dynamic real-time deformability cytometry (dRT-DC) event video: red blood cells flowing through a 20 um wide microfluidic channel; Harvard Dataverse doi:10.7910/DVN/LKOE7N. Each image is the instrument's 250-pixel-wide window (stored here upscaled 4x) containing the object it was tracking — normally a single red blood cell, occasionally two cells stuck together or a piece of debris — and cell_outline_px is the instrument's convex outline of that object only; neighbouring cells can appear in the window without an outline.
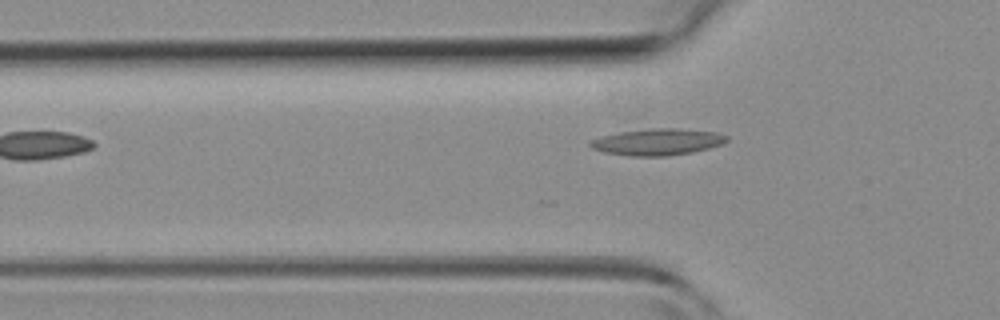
{"species": "common noctule bat (a hibernating species)", "species_latin": "Nyctalus noctula", "temperature_condition": "room temperature", "stored_images_in_passage": 3, "camera_frame_rate_fps": 3000, "um_per_image_px": 0.085, "animal": {"sex": "female", "body_mass_g": 19.3, "forearm_length_mm": 54.1}, "frame": {"image": 1, "passage_image": 3, "time_ms": 3.0, "image_size_px": [1000, 320], "cell_outline_px": [[728, 140], [720, 144], [708, 148], [692, 152], [664, 156], [628, 156], [604, 152], [592, 148], [588, 144], [592, 140], [600, 136], [620, 132], [652, 128], [676, 128], [716, 132], [728, 136]], "centroid_in_image_um": [55.87, 12.06], "position_along_channel_um": 69.9, "area_um2": 20.98}}